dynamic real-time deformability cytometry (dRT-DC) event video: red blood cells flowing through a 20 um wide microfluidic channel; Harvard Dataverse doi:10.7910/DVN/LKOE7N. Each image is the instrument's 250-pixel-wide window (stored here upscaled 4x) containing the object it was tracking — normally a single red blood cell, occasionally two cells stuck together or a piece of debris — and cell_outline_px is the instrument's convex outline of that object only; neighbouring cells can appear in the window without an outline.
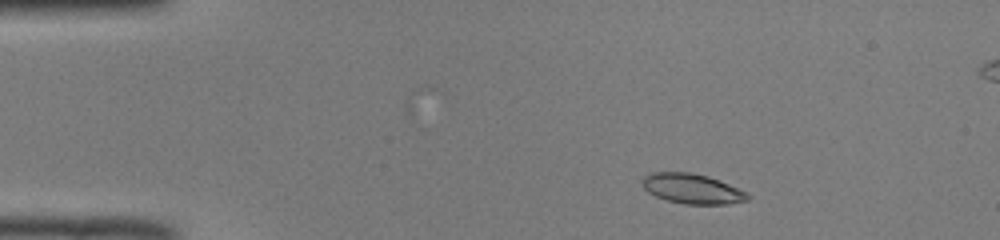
{"species": "common noctule bat (a hibernating species)", "species_latin": "Nyctalus noctula", "temperature_condition": "room temperature", "stored_images_in_passage": 44, "camera_frame_rate_fps": 3000, "um_per_image_px": 0.085, "animal": {"sex": "male", "body_mass_g": 19.0, "forearm_length_mm": 50.8}, "frame": {"image": 1, "passage_image": 1, "time_ms": 0.0, "image_size_px": [1000, 240], "cell_outline_px": [[752, 196], [748, 200], [728, 204], [684, 204], [668, 200], [656, 196], [648, 192], [644, 188], [644, 176], [652, 172], [692, 172], [708, 176], [748, 192]], "centroid_in_image_um": [58.88, 16.04], "position_along_channel_um": 26.1, "area_um2": 18.32}}
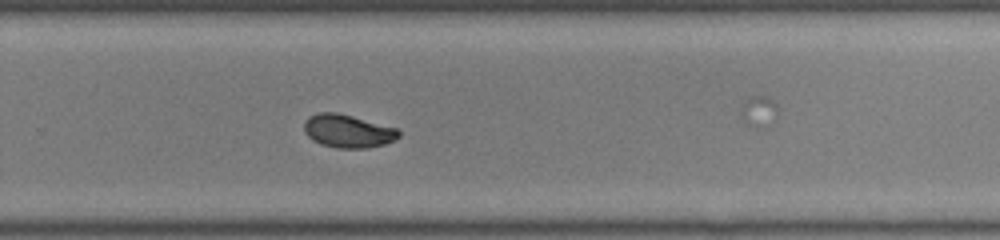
{"frame": {"image": 2, "passage_image": 27, "time_ms": 8.667, "image_size_px": [1000, 240], "cell_outline_px": [[400, 136], [396, 140], [384, 144], [368, 148], [336, 148], [320, 144], [312, 140], [304, 132], [304, 124], [308, 116], [320, 112], [336, 112], [400, 128]], "centroid_in_image_um": [29.59, 11.14], "position_along_channel_um": 300.2, "area_um2": 18.55}}
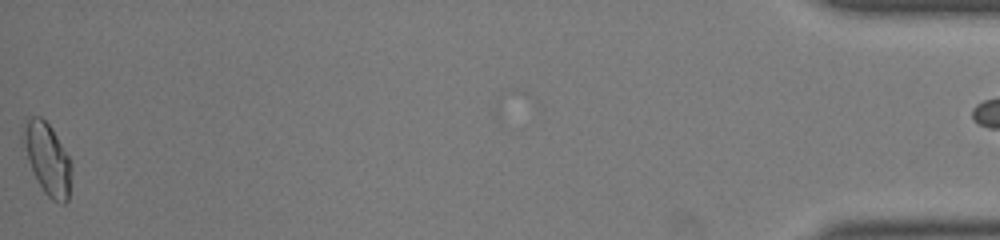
{"frame": {"image": 3, "passage_image": 44, "time_ms": 14.333, "image_size_px": [1000, 240], "cell_outline_px": [[72, 168], [68, 200], [64, 204], [60, 204], [52, 200], [44, 192], [32, 172], [20, 144], [24, 128], [28, 120], [32, 116], [40, 116], [52, 128], [68, 156], [72, 164]], "centroid_in_image_um": [4.01, 13.53], "position_along_channel_um": 431.2, "area_um2": 20.29}, "authors_computed_cell_mechanics": {"area_um2": 18.2937, "velocity_mm_per_s": 3.9751, "shape_relaxation_time_tau1_ms": null, "shape_relaxation_time_tau2_ms": 1.2303, "deformation_change_tau1": null, "deformation_change_tau2": 0.0443}}